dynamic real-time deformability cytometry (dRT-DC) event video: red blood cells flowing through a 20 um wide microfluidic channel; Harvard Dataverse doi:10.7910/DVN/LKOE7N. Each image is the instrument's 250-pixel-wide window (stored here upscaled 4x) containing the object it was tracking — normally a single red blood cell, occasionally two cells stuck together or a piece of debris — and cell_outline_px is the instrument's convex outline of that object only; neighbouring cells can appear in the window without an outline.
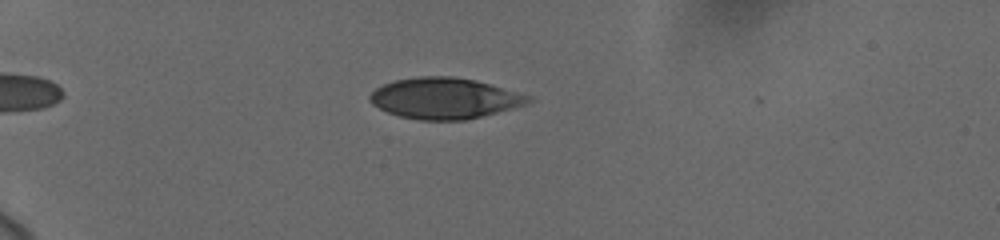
{"species": "human", "species_latin": "Homo sapiens", "temperature_condition": "cold", "stored_images_in_passage": 37, "camera_frame_rate_fps": 3000, "um_per_image_px": 0.085, "donor": {"sex": "female"}, "frame": {"image": 1, "passage_image": 30, "time_ms": 5.667, "image_size_px": [1000, 240], "cell_outline_px": [[532, 100], [528, 104], [464, 120], [420, 120], [400, 116], [388, 112], [372, 104], [368, 100], [368, 96], [376, 88], [384, 84], [396, 80], [420, 76], [452, 76], [472, 80], [488, 84], [532, 96]], "centroid_in_image_um": [37.76, 8.35], "position_along_channel_um": 47.2, "area_um2": 37.4}}